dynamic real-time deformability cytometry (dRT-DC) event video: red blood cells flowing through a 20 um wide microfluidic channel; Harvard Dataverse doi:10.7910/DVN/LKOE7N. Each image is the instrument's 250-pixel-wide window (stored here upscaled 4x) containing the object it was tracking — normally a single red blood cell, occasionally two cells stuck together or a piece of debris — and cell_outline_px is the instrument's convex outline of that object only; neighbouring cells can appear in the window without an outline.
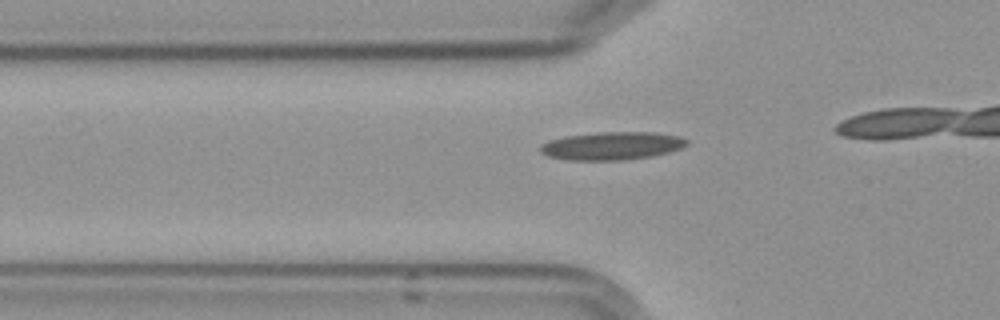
{"species": "Egyptian fruit bat (a non-hibernating species)", "species_latin": "Rousettus aegyptiacus", "temperature_condition": "cold", "stored_images_in_passage": 10, "camera_frame_rate_fps": 3000, "um_per_image_px": 0.085, "frame": {"image": 1, "passage_image": 5, "time_ms": 1.333, "image_size_px": [1000, 320], "cell_outline_px": [[688, 144], [680, 148], [668, 152], [652, 156], [624, 160], [568, 160], [548, 156], [540, 152], [540, 144], [548, 140], [564, 136], [600, 132], [656, 132], [680, 136], [688, 140]], "centroid_in_image_um": [52.0, 12.39], "position_along_channel_um": 73.8, "area_um2": 24.04}}
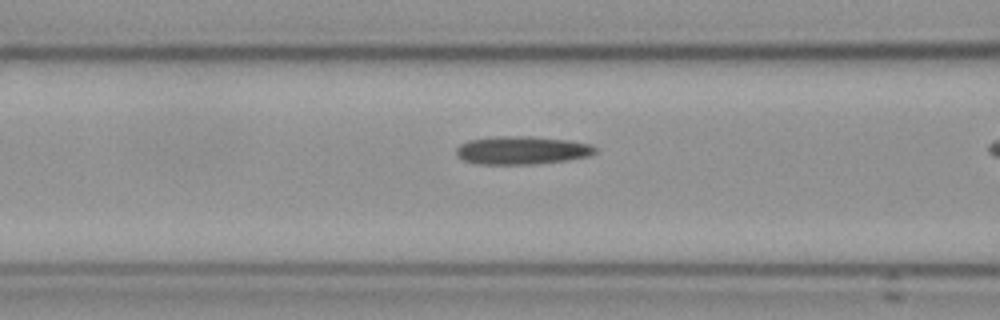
{"frame": {"image": 2, "passage_image": 9, "time_ms": 2.667, "image_size_px": [1000, 320], "cell_outline_px": [[600, 148], [596, 152], [588, 156], [568, 160], [532, 164], [476, 164], [464, 160], [456, 156], [456, 148], [460, 144], [468, 140], [500, 136], [532, 136], [568, 140], [592, 144]], "centroid_in_image_um": [44.38, 12.77], "position_along_channel_um": 122.2, "area_um2": 23.0}}